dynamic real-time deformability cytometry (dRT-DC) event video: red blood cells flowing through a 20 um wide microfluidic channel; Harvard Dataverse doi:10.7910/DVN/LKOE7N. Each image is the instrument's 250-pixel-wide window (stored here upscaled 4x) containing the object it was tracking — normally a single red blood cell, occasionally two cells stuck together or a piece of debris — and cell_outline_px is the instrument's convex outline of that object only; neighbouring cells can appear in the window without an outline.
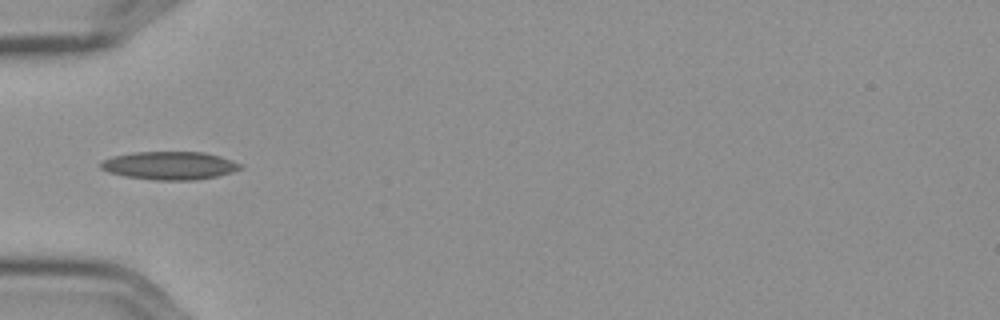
{"species": "Egyptian fruit bat (a non-hibernating species)", "species_latin": "Rousettus aegyptiacus", "temperature_condition": "cold", "stored_images_in_passage": 6, "camera_frame_rate_fps": 3000, "um_per_image_px": 0.085, "frame": {"image": 1, "passage_image": 5, "time_ms": 1.333, "image_size_px": [1000, 320], "cell_outline_px": [[244, 168], [232, 172], [216, 176], [196, 180], [156, 180], [124, 176], [108, 172], [100, 168], [100, 164], [104, 160], [112, 156], [132, 152], [204, 152], [220, 156], [232, 160], [240, 164]], "centroid_in_image_um": [14.42, 14.07], "position_along_channel_um": 70.6, "area_um2": 22.89}}
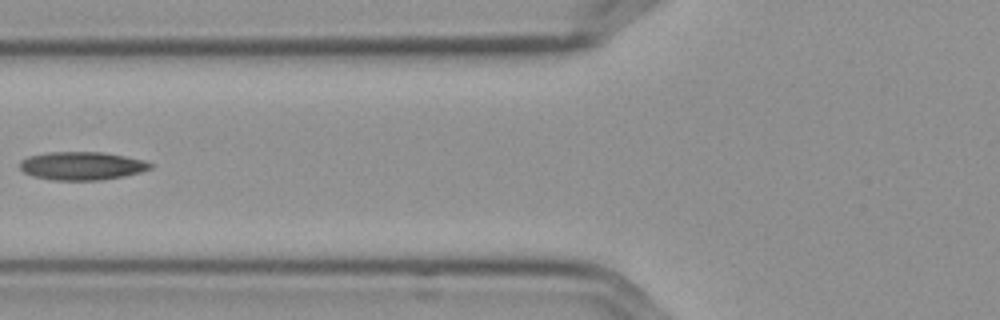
{"frame": {"image": 2, "passage_image": 6, "time_ms": 1.667, "image_size_px": [1000, 320], "cell_outline_px": [[152, 168], [140, 172], [124, 176], [100, 180], [52, 180], [32, 176], [24, 172], [20, 168], [20, 160], [28, 156], [48, 152], [104, 152], [144, 160], [152, 164]], "centroid_in_image_um": [6.94, 14.09], "position_along_channel_um": 118.9, "area_um2": 21.5}}